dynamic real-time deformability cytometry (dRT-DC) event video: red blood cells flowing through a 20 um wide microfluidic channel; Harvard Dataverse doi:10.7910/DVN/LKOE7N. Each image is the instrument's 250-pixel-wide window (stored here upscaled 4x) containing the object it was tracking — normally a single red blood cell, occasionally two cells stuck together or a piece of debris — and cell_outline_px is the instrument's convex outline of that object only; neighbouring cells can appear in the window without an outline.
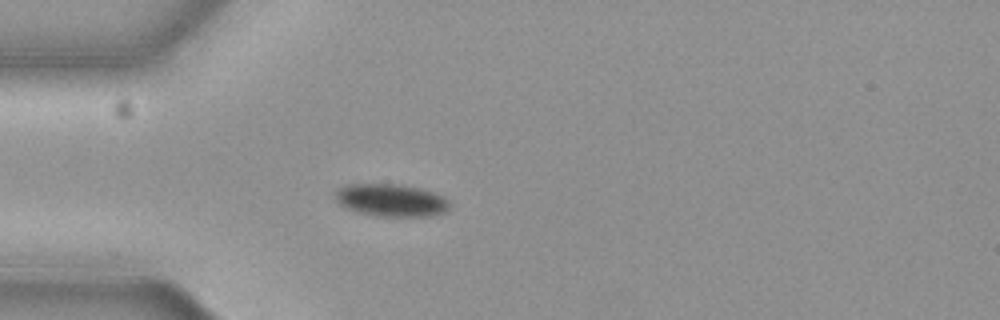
{"species": "common noctule bat (a hibernating species)", "species_latin": "Nyctalus noctula", "temperature_condition": "cold", "stored_images_in_passage": 9, "camera_frame_rate_fps": 3000, "um_per_image_px": 0.085, "animal": {"sex": "female", "body_mass_g": 19.3, "forearm_length_mm": 54.1}, "frame": {"image": 1, "passage_image": 1, "time_ms": 0.0, "image_size_px": [1000, 320], "cell_outline_px": [[452, 204], [444, 212], [432, 216], [376, 216], [356, 212], [344, 208], [336, 200], [336, 188], [348, 184], [400, 184], [420, 188], [444, 196]], "centroid_in_image_um": [33.24, 17.02], "position_along_channel_um": 51.8, "area_um2": 21.91}}
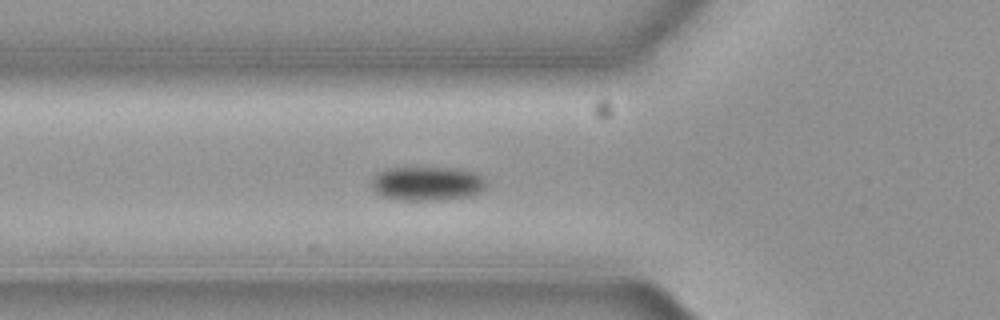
{"frame": {"image": 2, "passage_image": 5, "time_ms": 1.333, "image_size_px": [1000, 320], "cell_outline_px": [[488, 184], [480, 192], [468, 196], [440, 200], [400, 200], [380, 196], [372, 192], [372, 176], [388, 168], [456, 168], [476, 172]], "centroid_in_image_um": [36.27, 15.61], "position_along_channel_um": 89.5, "area_um2": 22.95}}
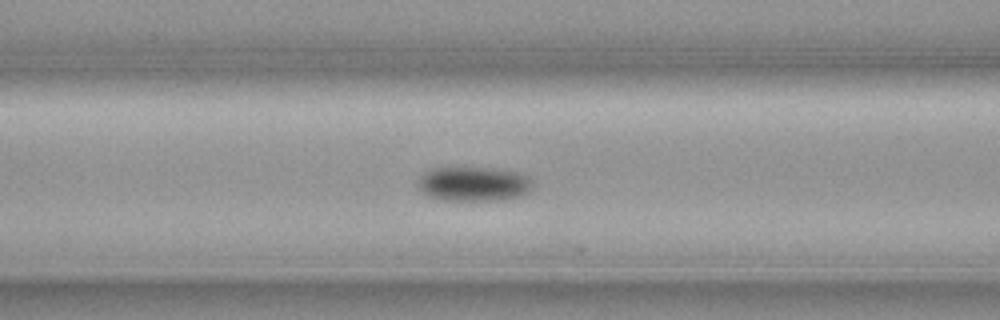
{"frame": {"image": 3, "passage_image": 8, "time_ms": 2.333, "image_size_px": [1000, 320], "cell_outline_px": [[536, 184], [528, 192], [520, 196], [504, 200], [440, 200], [428, 196], [420, 192], [416, 184], [416, 180], [424, 172], [432, 168], [484, 168], [520, 172], [528, 176]], "centroid_in_image_um": [40.24, 15.64], "position_along_channel_um": 126.4, "area_um2": 23.47}}